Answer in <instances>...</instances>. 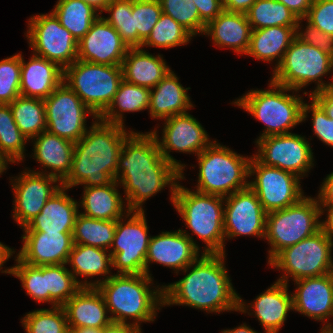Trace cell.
Masks as SVG:
<instances>
[{"mask_svg":"<svg viewBox=\"0 0 333 333\" xmlns=\"http://www.w3.org/2000/svg\"><path fill=\"white\" fill-rule=\"evenodd\" d=\"M294 282L297 288L292 293L293 311L323 322L320 333H329L333 329L329 322L333 317V272Z\"/></svg>","mask_w":333,"mask_h":333,"instance_id":"cell-20","label":"cell"},{"mask_svg":"<svg viewBox=\"0 0 333 333\" xmlns=\"http://www.w3.org/2000/svg\"><path fill=\"white\" fill-rule=\"evenodd\" d=\"M123 80L154 88L170 71L163 57L152 55L141 47L129 48L121 64Z\"/></svg>","mask_w":333,"mask_h":333,"instance_id":"cell-31","label":"cell"},{"mask_svg":"<svg viewBox=\"0 0 333 333\" xmlns=\"http://www.w3.org/2000/svg\"><path fill=\"white\" fill-rule=\"evenodd\" d=\"M252 27L245 13L223 10L206 24L204 33L215 46L230 48L237 54H246L250 44Z\"/></svg>","mask_w":333,"mask_h":333,"instance_id":"cell-29","label":"cell"},{"mask_svg":"<svg viewBox=\"0 0 333 333\" xmlns=\"http://www.w3.org/2000/svg\"><path fill=\"white\" fill-rule=\"evenodd\" d=\"M26 170L11 179L14 190L12 215L22 228L41 212L48 199L62 187V182L56 177L30 171V168Z\"/></svg>","mask_w":333,"mask_h":333,"instance_id":"cell-18","label":"cell"},{"mask_svg":"<svg viewBox=\"0 0 333 333\" xmlns=\"http://www.w3.org/2000/svg\"><path fill=\"white\" fill-rule=\"evenodd\" d=\"M196 191L226 197L248 187L251 157L237 154L214 140L197 155Z\"/></svg>","mask_w":333,"mask_h":333,"instance_id":"cell-7","label":"cell"},{"mask_svg":"<svg viewBox=\"0 0 333 333\" xmlns=\"http://www.w3.org/2000/svg\"><path fill=\"white\" fill-rule=\"evenodd\" d=\"M69 328L102 329L112 322L104 297L97 287H82L64 305Z\"/></svg>","mask_w":333,"mask_h":333,"instance_id":"cell-25","label":"cell"},{"mask_svg":"<svg viewBox=\"0 0 333 333\" xmlns=\"http://www.w3.org/2000/svg\"><path fill=\"white\" fill-rule=\"evenodd\" d=\"M15 252L14 249H11L9 246L0 242V270L2 269V266H4V263H6Z\"/></svg>","mask_w":333,"mask_h":333,"instance_id":"cell-59","label":"cell"},{"mask_svg":"<svg viewBox=\"0 0 333 333\" xmlns=\"http://www.w3.org/2000/svg\"><path fill=\"white\" fill-rule=\"evenodd\" d=\"M254 174V175H253ZM248 186L257 197L266 213L294 205L304 197L301 178L274 166L262 164L254 155L249 163Z\"/></svg>","mask_w":333,"mask_h":333,"instance_id":"cell-14","label":"cell"},{"mask_svg":"<svg viewBox=\"0 0 333 333\" xmlns=\"http://www.w3.org/2000/svg\"><path fill=\"white\" fill-rule=\"evenodd\" d=\"M304 20L320 31L333 36V0H312L311 7Z\"/></svg>","mask_w":333,"mask_h":333,"instance_id":"cell-50","label":"cell"},{"mask_svg":"<svg viewBox=\"0 0 333 333\" xmlns=\"http://www.w3.org/2000/svg\"><path fill=\"white\" fill-rule=\"evenodd\" d=\"M129 48L117 30L101 15L78 41V59L96 64L121 66Z\"/></svg>","mask_w":333,"mask_h":333,"instance_id":"cell-22","label":"cell"},{"mask_svg":"<svg viewBox=\"0 0 333 333\" xmlns=\"http://www.w3.org/2000/svg\"><path fill=\"white\" fill-rule=\"evenodd\" d=\"M52 12L77 41L89 31L92 23L101 15L84 0H58Z\"/></svg>","mask_w":333,"mask_h":333,"instance_id":"cell-36","label":"cell"},{"mask_svg":"<svg viewBox=\"0 0 333 333\" xmlns=\"http://www.w3.org/2000/svg\"><path fill=\"white\" fill-rule=\"evenodd\" d=\"M33 142V159L41 164L42 168H48L51 172H33L50 175L58 178L61 182L68 176L74 154V143L65 138L43 131L31 139ZM34 140V141H33Z\"/></svg>","mask_w":333,"mask_h":333,"instance_id":"cell-27","label":"cell"},{"mask_svg":"<svg viewBox=\"0 0 333 333\" xmlns=\"http://www.w3.org/2000/svg\"><path fill=\"white\" fill-rule=\"evenodd\" d=\"M8 164L0 157V176L1 174L7 170Z\"/></svg>","mask_w":333,"mask_h":333,"instance_id":"cell-63","label":"cell"},{"mask_svg":"<svg viewBox=\"0 0 333 333\" xmlns=\"http://www.w3.org/2000/svg\"><path fill=\"white\" fill-rule=\"evenodd\" d=\"M17 257L32 266L67 264L73 248L72 232L23 231Z\"/></svg>","mask_w":333,"mask_h":333,"instance_id":"cell-23","label":"cell"},{"mask_svg":"<svg viewBox=\"0 0 333 333\" xmlns=\"http://www.w3.org/2000/svg\"><path fill=\"white\" fill-rule=\"evenodd\" d=\"M9 106L18 129L27 140L46 131L44 100L20 95Z\"/></svg>","mask_w":333,"mask_h":333,"instance_id":"cell-37","label":"cell"},{"mask_svg":"<svg viewBox=\"0 0 333 333\" xmlns=\"http://www.w3.org/2000/svg\"><path fill=\"white\" fill-rule=\"evenodd\" d=\"M284 4L298 18H305L309 12L312 0H277Z\"/></svg>","mask_w":333,"mask_h":333,"instance_id":"cell-54","label":"cell"},{"mask_svg":"<svg viewBox=\"0 0 333 333\" xmlns=\"http://www.w3.org/2000/svg\"><path fill=\"white\" fill-rule=\"evenodd\" d=\"M317 197H306L282 210L266 214L265 237L270 245L268 263L283 249L314 235L321 229Z\"/></svg>","mask_w":333,"mask_h":333,"instance_id":"cell-8","label":"cell"},{"mask_svg":"<svg viewBox=\"0 0 333 333\" xmlns=\"http://www.w3.org/2000/svg\"><path fill=\"white\" fill-rule=\"evenodd\" d=\"M295 133L271 135L255 140L254 156L264 165L274 166L299 178L307 177L314 166L310 142Z\"/></svg>","mask_w":333,"mask_h":333,"instance_id":"cell-16","label":"cell"},{"mask_svg":"<svg viewBox=\"0 0 333 333\" xmlns=\"http://www.w3.org/2000/svg\"><path fill=\"white\" fill-rule=\"evenodd\" d=\"M67 264H70V267H72L70 271L82 287H96L113 275L110 272L112 269L110 268L112 267V260L109 250L90 245L74 244ZM100 275L104 278L93 282L91 280L80 281L77 278V276H81L86 279Z\"/></svg>","mask_w":333,"mask_h":333,"instance_id":"cell-32","label":"cell"},{"mask_svg":"<svg viewBox=\"0 0 333 333\" xmlns=\"http://www.w3.org/2000/svg\"><path fill=\"white\" fill-rule=\"evenodd\" d=\"M318 191L319 204H333V172L324 178Z\"/></svg>","mask_w":333,"mask_h":333,"instance_id":"cell-55","label":"cell"},{"mask_svg":"<svg viewBox=\"0 0 333 333\" xmlns=\"http://www.w3.org/2000/svg\"><path fill=\"white\" fill-rule=\"evenodd\" d=\"M122 80L121 66L77 59L63 70V82L98 118L112 103Z\"/></svg>","mask_w":333,"mask_h":333,"instance_id":"cell-10","label":"cell"},{"mask_svg":"<svg viewBox=\"0 0 333 333\" xmlns=\"http://www.w3.org/2000/svg\"><path fill=\"white\" fill-rule=\"evenodd\" d=\"M321 216L325 211L327 212V216L325 220L320 221L321 223V230L333 240V204H319ZM324 208V209H323Z\"/></svg>","mask_w":333,"mask_h":333,"instance_id":"cell-56","label":"cell"},{"mask_svg":"<svg viewBox=\"0 0 333 333\" xmlns=\"http://www.w3.org/2000/svg\"><path fill=\"white\" fill-rule=\"evenodd\" d=\"M293 92L287 94L286 92ZM294 89L281 86L270 80L267 90H250L241 98L233 101L234 105L241 107L255 119L265 125L259 138L271 135L289 134V130L302 121V107L304 99L294 94Z\"/></svg>","mask_w":333,"mask_h":333,"instance_id":"cell-6","label":"cell"},{"mask_svg":"<svg viewBox=\"0 0 333 333\" xmlns=\"http://www.w3.org/2000/svg\"><path fill=\"white\" fill-rule=\"evenodd\" d=\"M164 120L161 139L158 138L157 129L151 132L156 138L162 156L181 171V180H184L183 170L186 165L176 160L170 154L171 150L198 155L213 141L201 123L188 112Z\"/></svg>","mask_w":333,"mask_h":333,"instance_id":"cell-17","label":"cell"},{"mask_svg":"<svg viewBox=\"0 0 333 333\" xmlns=\"http://www.w3.org/2000/svg\"><path fill=\"white\" fill-rule=\"evenodd\" d=\"M141 330L131 324L112 321L101 329V333H141Z\"/></svg>","mask_w":333,"mask_h":333,"instance_id":"cell-58","label":"cell"},{"mask_svg":"<svg viewBox=\"0 0 333 333\" xmlns=\"http://www.w3.org/2000/svg\"><path fill=\"white\" fill-rule=\"evenodd\" d=\"M26 137L18 129L9 105H0V157L7 163L25 158Z\"/></svg>","mask_w":333,"mask_h":333,"instance_id":"cell-39","label":"cell"},{"mask_svg":"<svg viewBox=\"0 0 333 333\" xmlns=\"http://www.w3.org/2000/svg\"><path fill=\"white\" fill-rule=\"evenodd\" d=\"M297 26H273L262 29H252L250 44L245 55L265 62L276 61L275 69L293 39L296 37Z\"/></svg>","mask_w":333,"mask_h":333,"instance_id":"cell-34","label":"cell"},{"mask_svg":"<svg viewBox=\"0 0 333 333\" xmlns=\"http://www.w3.org/2000/svg\"><path fill=\"white\" fill-rule=\"evenodd\" d=\"M21 320L26 333H70L63 306L37 309Z\"/></svg>","mask_w":333,"mask_h":333,"instance_id":"cell-43","label":"cell"},{"mask_svg":"<svg viewBox=\"0 0 333 333\" xmlns=\"http://www.w3.org/2000/svg\"><path fill=\"white\" fill-rule=\"evenodd\" d=\"M28 22L26 38L33 54L56 63L63 70L78 59V41L52 11L32 16Z\"/></svg>","mask_w":333,"mask_h":333,"instance_id":"cell-13","label":"cell"},{"mask_svg":"<svg viewBox=\"0 0 333 333\" xmlns=\"http://www.w3.org/2000/svg\"><path fill=\"white\" fill-rule=\"evenodd\" d=\"M44 103L46 131L73 143L78 142L88 129L87 114L93 116L94 120L98 119L64 82L44 99Z\"/></svg>","mask_w":333,"mask_h":333,"instance_id":"cell-15","label":"cell"},{"mask_svg":"<svg viewBox=\"0 0 333 333\" xmlns=\"http://www.w3.org/2000/svg\"><path fill=\"white\" fill-rule=\"evenodd\" d=\"M150 89L122 80L112 103L99 117L103 122L110 124H124V112H139L148 110Z\"/></svg>","mask_w":333,"mask_h":333,"instance_id":"cell-35","label":"cell"},{"mask_svg":"<svg viewBox=\"0 0 333 333\" xmlns=\"http://www.w3.org/2000/svg\"><path fill=\"white\" fill-rule=\"evenodd\" d=\"M221 333H259V332L253 330L252 328H250V326H247L245 323H243V325L241 326L239 325L234 329L223 330L221 331Z\"/></svg>","mask_w":333,"mask_h":333,"instance_id":"cell-61","label":"cell"},{"mask_svg":"<svg viewBox=\"0 0 333 333\" xmlns=\"http://www.w3.org/2000/svg\"><path fill=\"white\" fill-rule=\"evenodd\" d=\"M181 171L161 154L153 133L132 131L125 139L118 157L116 181L124 188L129 211H144L143 203L166 186L170 187V201Z\"/></svg>","mask_w":333,"mask_h":333,"instance_id":"cell-1","label":"cell"},{"mask_svg":"<svg viewBox=\"0 0 333 333\" xmlns=\"http://www.w3.org/2000/svg\"><path fill=\"white\" fill-rule=\"evenodd\" d=\"M311 104L304 101L302 107V121H305L308 117L307 114L312 112V129L314 134L328 146L333 147V120L327 117L322 107L312 98Z\"/></svg>","mask_w":333,"mask_h":333,"instance_id":"cell-49","label":"cell"},{"mask_svg":"<svg viewBox=\"0 0 333 333\" xmlns=\"http://www.w3.org/2000/svg\"><path fill=\"white\" fill-rule=\"evenodd\" d=\"M173 206L186 228L206 244L202 254H226L223 196L191 191L178 182Z\"/></svg>","mask_w":333,"mask_h":333,"instance_id":"cell-5","label":"cell"},{"mask_svg":"<svg viewBox=\"0 0 333 333\" xmlns=\"http://www.w3.org/2000/svg\"><path fill=\"white\" fill-rule=\"evenodd\" d=\"M70 333H101V329L98 328H69Z\"/></svg>","mask_w":333,"mask_h":333,"instance_id":"cell-62","label":"cell"},{"mask_svg":"<svg viewBox=\"0 0 333 333\" xmlns=\"http://www.w3.org/2000/svg\"><path fill=\"white\" fill-rule=\"evenodd\" d=\"M20 53L0 60V105H9L20 94Z\"/></svg>","mask_w":333,"mask_h":333,"instance_id":"cell-47","label":"cell"},{"mask_svg":"<svg viewBox=\"0 0 333 333\" xmlns=\"http://www.w3.org/2000/svg\"><path fill=\"white\" fill-rule=\"evenodd\" d=\"M303 20L304 18H298L296 37L300 39L303 43H307L312 45L313 47L319 48L324 53L330 55L333 58V36L325 34L323 31H320L308 21L305 29L301 30V22Z\"/></svg>","mask_w":333,"mask_h":333,"instance_id":"cell-51","label":"cell"},{"mask_svg":"<svg viewBox=\"0 0 333 333\" xmlns=\"http://www.w3.org/2000/svg\"><path fill=\"white\" fill-rule=\"evenodd\" d=\"M129 218V219H128ZM127 222H125L126 220ZM144 211H129L117 220L111 249L112 267L117 274H144L151 236Z\"/></svg>","mask_w":333,"mask_h":333,"instance_id":"cell-12","label":"cell"},{"mask_svg":"<svg viewBox=\"0 0 333 333\" xmlns=\"http://www.w3.org/2000/svg\"><path fill=\"white\" fill-rule=\"evenodd\" d=\"M245 14L252 29L298 24V17L277 0H256Z\"/></svg>","mask_w":333,"mask_h":333,"instance_id":"cell-40","label":"cell"},{"mask_svg":"<svg viewBox=\"0 0 333 333\" xmlns=\"http://www.w3.org/2000/svg\"><path fill=\"white\" fill-rule=\"evenodd\" d=\"M20 94L44 100L63 82V69L56 63L33 54L25 62L21 52Z\"/></svg>","mask_w":333,"mask_h":333,"instance_id":"cell-28","label":"cell"},{"mask_svg":"<svg viewBox=\"0 0 333 333\" xmlns=\"http://www.w3.org/2000/svg\"><path fill=\"white\" fill-rule=\"evenodd\" d=\"M118 187L116 180L105 186L83 187V198L78 204L84 210L81 214L99 220H118L123 217L129 210Z\"/></svg>","mask_w":333,"mask_h":333,"instance_id":"cell-33","label":"cell"},{"mask_svg":"<svg viewBox=\"0 0 333 333\" xmlns=\"http://www.w3.org/2000/svg\"><path fill=\"white\" fill-rule=\"evenodd\" d=\"M192 35L172 17L161 13L159 20L152 28L147 39L142 43L143 47L173 48L188 44Z\"/></svg>","mask_w":333,"mask_h":333,"instance_id":"cell-42","label":"cell"},{"mask_svg":"<svg viewBox=\"0 0 333 333\" xmlns=\"http://www.w3.org/2000/svg\"><path fill=\"white\" fill-rule=\"evenodd\" d=\"M85 135L74 143L71 170L62 181L68 189L105 186L116 180L118 157L126 137L132 132L125 126L92 120Z\"/></svg>","mask_w":333,"mask_h":333,"instance_id":"cell-3","label":"cell"},{"mask_svg":"<svg viewBox=\"0 0 333 333\" xmlns=\"http://www.w3.org/2000/svg\"><path fill=\"white\" fill-rule=\"evenodd\" d=\"M104 11L109 16L102 15V17L117 30L127 47H137V30H134L132 0H112Z\"/></svg>","mask_w":333,"mask_h":333,"instance_id":"cell-45","label":"cell"},{"mask_svg":"<svg viewBox=\"0 0 333 333\" xmlns=\"http://www.w3.org/2000/svg\"><path fill=\"white\" fill-rule=\"evenodd\" d=\"M15 265L11 268L1 270V273L11 274L17 277L22 288L37 303H48V291H46V265L32 266L22 262L17 256Z\"/></svg>","mask_w":333,"mask_h":333,"instance_id":"cell-44","label":"cell"},{"mask_svg":"<svg viewBox=\"0 0 333 333\" xmlns=\"http://www.w3.org/2000/svg\"><path fill=\"white\" fill-rule=\"evenodd\" d=\"M333 240L321 229L314 235L280 251L268 264L282 270L277 281L288 284L302 278L317 277L333 272Z\"/></svg>","mask_w":333,"mask_h":333,"instance_id":"cell-11","label":"cell"},{"mask_svg":"<svg viewBox=\"0 0 333 333\" xmlns=\"http://www.w3.org/2000/svg\"><path fill=\"white\" fill-rule=\"evenodd\" d=\"M155 89V90H154ZM179 82L174 71H170L154 88L150 89L149 113L154 119H167L185 114L194 108L187 90Z\"/></svg>","mask_w":333,"mask_h":333,"instance_id":"cell-30","label":"cell"},{"mask_svg":"<svg viewBox=\"0 0 333 333\" xmlns=\"http://www.w3.org/2000/svg\"><path fill=\"white\" fill-rule=\"evenodd\" d=\"M312 97L325 111L327 117L333 120V86L308 95Z\"/></svg>","mask_w":333,"mask_h":333,"instance_id":"cell-53","label":"cell"},{"mask_svg":"<svg viewBox=\"0 0 333 333\" xmlns=\"http://www.w3.org/2000/svg\"><path fill=\"white\" fill-rule=\"evenodd\" d=\"M186 230L161 232L157 236H151L145 263V274H149V264L158 263L174 269L179 273L187 266L195 262L200 253V247Z\"/></svg>","mask_w":333,"mask_h":333,"instance_id":"cell-21","label":"cell"},{"mask_svg":"<svg viewBox=\"0 0 333 333\" xmlns=\"http://www.w3.org/2000/svg\"><path fill=\"white\" fill-rule=\"evenodd\" d=\"M200 18L207 24L215 19L224 9L222 0H193Z\"/></svg>","mask_w":333,"mask_h":333,"instance_id":"cell-52","label":"cell"},{"mask_svg":"<svg viewBox=\"0 0 333 333\" xmlns=\"http://www.w3.org/2000/svg\"><path fill=\"white\" fill-rule=\"evenodd\" d=\"M162 13L159 0H132L134 30H137V47L147 39Z\"/></svg>","mask_w":333,"mask_h":333,"instance_id":"cell-48","label":"cell"},{"mask_svg":"<svg viewBox=\"0 0 333 333\" xmlns=\"http://www.w3.org/2000/svg\"><path fill=\"white\" fill-rule=\"evenodd\" d=\"M226 254H202L182 272L185 276L163 285L164 306L184 305L207 313L238 311L240 295L225 266Z\"/></svg>","mask_w":333,"mask_h":333,"instance_id":"cell-2","label":"cell"},{"mask_svg":"<svg viewBox=\"0 0 333 333\" xmlns=\"http://www.w3.org/2000/svg\"><path fill=\"white\" fill-rule=\"evenodd\" d=\"M153 284V278L145 273H114L96 287L104 297L112 321L141 329L140 323L155 321L157 311L164 306L163 285L154 289Z\"/></svg>","mask_w":333,"mask_h":333,"instance_id":"cell-4","label":"cell"},{"mask_svg":"<svg viewBox=\"0 0 333 333\" xmlns=\"http://www.w3.org/2000/svg\"><path fill=\"white\" fill-rule=\"evenodd\" d=\"M65 265H46V291L52 307L63 306L82 288Z\"/></svg>","mask_w":333,"mask_h":333,"instance_id":"cell-41","label":"cell"},{"mask_svg":"<svg viewBox=\"0 0 333 333\" xmlns=\"http://www.w3.org/2000/svg\"><path fill=\"white\" fill-rule=\"evenodd\" d=\"M87 4L92 6L95 10L99 11L100 14H102L106 8V6L112 1V0H84Z\"/></svg>","mask_w":333,"mask_h":333,"instance_id":"cell-60","label":"cell"},{"mask_svg":"<svg viewBox=\"0 0 333 333\" xmlns=\"http://www.w3.org/2000/svg\"><path fill=\"white\" fill-rule=\"evenodd\" d=\"M62 186L46 202L41 212L34 217L23 231L73 232L77 215L80 213L78 202L70 197Z\"/></svg>","mask_w":333,"mask_h":333,"instance_id":"cell-26","label":"cell"},{"mask_svg":"<svg viewBox=\"0 0 333 333\" xmlns=\"http://www.w3.org/2000/svg\"><path fill=\"white\" fill-rule=\"evenodd\" d=\"M266 214L249 186L224 197L225 240L241 235L264 239Z\"/></svg>","mask_w":333,"mask_h":333,"instance_id":"cell-19","label":"cell"},{"mask_svg":"<svg viewBox=\"0 0 333 333\" xmlns=\"http://www.w3.org/2000/svg\"><path fill=\"white\" fill-rule=\"evenodd\" d=\"M331 71H333V58L330 55L295 37L282 61L273 70L271 81L296 91L315 82L317 86L310 92L311 95L333 86V76L331 82L324 83L326 81L322 79Z\"/></svg>","mask_w":333,"mask_h":333,"instance_id":"cell-9","label":"cell"},{"mask_svg":"<svg viewBox=\"0 0 333 333\" xmlns=\"http://www.w3.org/2000/svg\"><path fill=\"white\" fill-rule=\"evenodd\" d=\"M162 12L182 25L193 37L204 33L206 23L200 18L193 0H159Z\"/></svg>","mask_w":333,"mask_h":333,"instance_id":"cell-46","label":"cell"},{"mask_svg":"<svg viewBox=\"0 0 333 333\" xmlns=\"http://www.w3.org/2000/svg\"><path fill=\"white\" fill-rule=\"evenodd\" d=\"M288 285L276 281L249 305L239 297L238 312L248 313L249 316L254 314L264 328V333H278L286 321L288 312L293 310V297L288 291Z\"/></svg>","mask_w":333,"mask_h":333,"instance_id":"cell-24","label":"cell"},{"mask_svg":"<svg viewBox=\"0 0 333 333\" xmlns=\"http://www.w3.org/2000/svg\"><path fill=\"white\" fill-rule=\"evenodd\" d=\"M116 224L117 220H99L79 213L72 232L73 243L110 250Z\"/></svg>","mask_w":333,"mask_h":333,"instance_id":"cell-38","label":"cell"},{"mask_svg":"<svg viewBox=\"0 0 333 333\" xmlns=\"http://www.w3.org/2000/svg\"><path fill=\"white\" fill-rule=\"evenodd\" d=\"M256 0H222L223 9L230 12L246 13Z\"/></svg>","mask_w":333,"mask_h":333,"instance_id":"cell-57","label":"cell"}]
</instances>
